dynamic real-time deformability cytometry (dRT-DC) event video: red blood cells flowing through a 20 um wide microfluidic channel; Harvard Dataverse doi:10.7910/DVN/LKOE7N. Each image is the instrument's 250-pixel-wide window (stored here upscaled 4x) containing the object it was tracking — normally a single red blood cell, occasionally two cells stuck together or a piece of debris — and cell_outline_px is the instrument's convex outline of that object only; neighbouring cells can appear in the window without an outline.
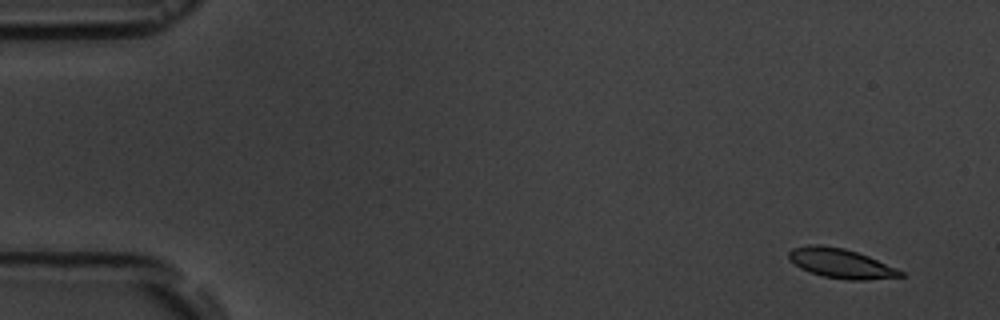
{"species": "common noctule bat (a hibernating species)", "species_latin": "Nyctalus noctula", "temperature_condition": "room temperature", "stored_images_in_passage": 16, "camera_frame_rate_fps": 3000, "um_per_image_px": 0.085, "animal": {"sex": "male", "body_mass_g": 19.5, "forearm_length_mm": 54.6}, "frame": {"image": 1, "passage_image": 1, "time_ms": 0.0, "image_size_px": [1000, 320], "cell_outline_px": [[904, 276], [864, 280], [848, 280], [824, 276], [800, 268], [788, 260], [788, 252], [792, 248], [808, 244], [820, 244], [844, 248], [868, 256], [896, 268], [904, 272]], "centroid_in_image_um": [71.43, 22.37], "position_along_channel_um": 13.6, "area_um2": 19.19}}
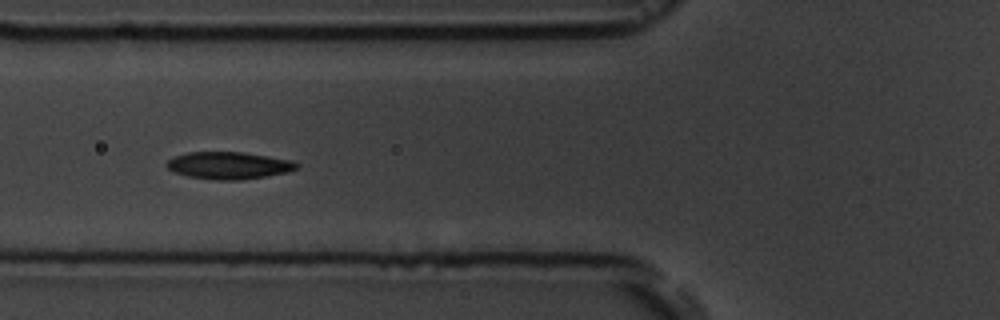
{"frame": {"image": 2, "passage_image": 6, "time_ms": 6.0, "image_size_px": [1000, 320], "cell_outline_px": [[300, 168], [288, 172], [240, 180], [216, 180], [188, 176], [172, 172], [164, 164], [168, 160], [176, 156], [188, 152], [244, 152], [292, 160], [300, 164]], "centroid_in_image_um": [19.46, 14.06], "position_along_channel_um": 106.3, "area_um2": 20.69}}
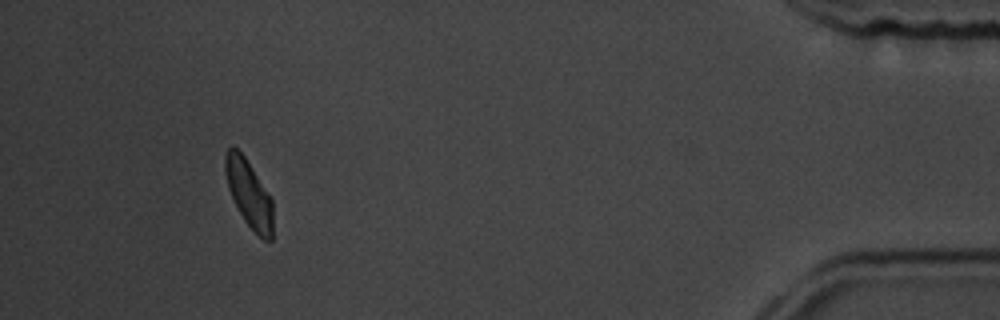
{"frame": {"image": 3, "passage_image": 15, "time_ms": 16.333, "image_size_px": [1000, 320], "cell_outline_px": [[272, 240], [264, 240], [244, 220], [228, 188], [224, 168], [224, 156], [228, 148], [232, 144], [244, 156], [272, 200]], "centroid_in_image_um": [21.13, 16.43], "position_along_channel_um": 414.1, "area_um2": 18.21}, "authors_computed_cell_mechanics": {"area_um2": 20.0277, "velocity_mm_per_s": 3.6022, "shape_relaxation_time_tau1_ms": 1.8354, "shape_relaxation_time_tau2_ms": 3.3312, "deformation_change_tau1": 0.0893, "deformation_change_tau2": 0.0627}}